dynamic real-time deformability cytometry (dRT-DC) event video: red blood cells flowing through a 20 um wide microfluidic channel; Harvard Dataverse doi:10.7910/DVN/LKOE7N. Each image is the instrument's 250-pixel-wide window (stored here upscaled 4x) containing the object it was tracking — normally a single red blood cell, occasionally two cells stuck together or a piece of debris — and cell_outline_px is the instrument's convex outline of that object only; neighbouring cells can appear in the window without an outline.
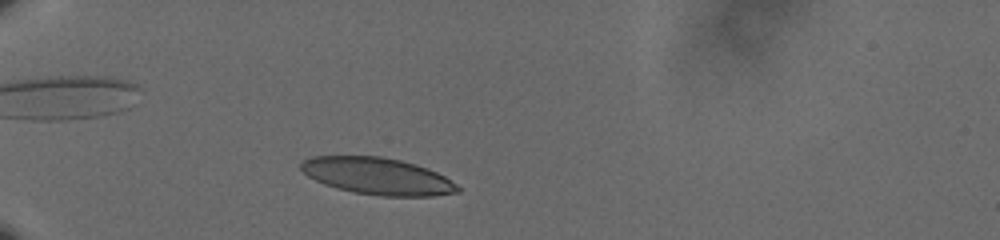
{"species": "human", "species_latin": "Homo sapiens", "temperature_condition": "cold", "stored_images_in_passage": 40, "camera_frame_rate_fps": 3000, "um_per_image_px": 0.085, "donor": {"sex": "male"}, "frame": {"image": 1, "passage_image": 5, "time_ms": 1.333, "image_size_px": [1000, 240], "cell_outline_px": [[460, 192], [432, 196], [380, 196], [352, 192], [336, 188], [324, 184], [308, 176], [300, 168], [300, 164], [304, 160], [312, 156], [380, 156], [400, 160], [416, 164], [428, 168], [444, 176], [456, 184], [460, 188]], "centroid_in_image_um": [32.09, 14.97], "position_along_channel_um": 52.9, "area_um2": 33.7}}
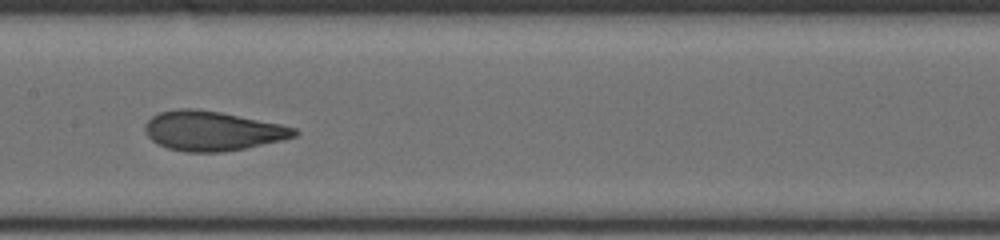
{"frame": {"image": 2, "passage_image": 19, "time_ms": 6.0, "image_size_px": [1000, 240], "cell_outline_px": [[300, 132], [296, 136], [284, 140], [244, 148], [220, 152], [184, 152], [168, 148], [156, 144], [144, 132], [144, 124], [152, 116], [160, 112], [176, 108], [196, 108], [220, 112], [280, 124], [296, 128]], "centroid_in_image_um": [18.03, 11.12], "position_along_channel_um": 189.4, "area_um2": 34.56}}
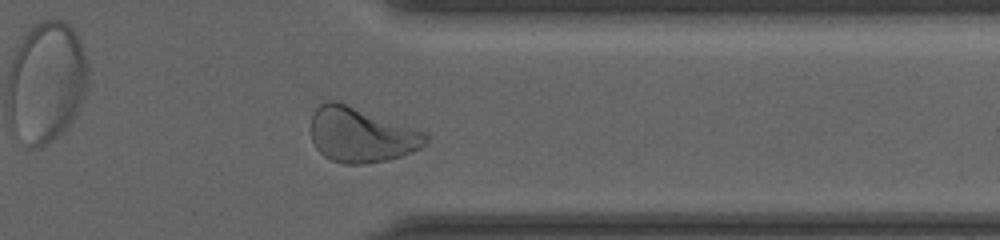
{"frame": {"image": 3, "passage_image": 35, "time_ms": 11.333, "image_size_px": [1000, 240], "cell_outline_px": [[428, 140], [420, 148], [412, 152], [388, 160], [364, 164], [344, 164], [332, 160], [324, 156], [316, 148], [312, 140], [312, 112], [320, 104], [328, 100], [332, 100], [344, 104], [424, 132], [428, 136]], "centroid_in_image_um": [30.66, 11.49], "position_along_channel_um": 380.7, "area_um2": 36.01}, "authors_computed_cell_mechanics": {"area_um2": 33.9864, "velocity_mm_per_s": 3.5994, "shape_relaxation_time_tau1_ms": 4.9685, "shape_relaxation_time_tau2_ms": 0.7355, "deformation_change_tau1": 0.1939, "deformation_change_tau2": 0.0713}}